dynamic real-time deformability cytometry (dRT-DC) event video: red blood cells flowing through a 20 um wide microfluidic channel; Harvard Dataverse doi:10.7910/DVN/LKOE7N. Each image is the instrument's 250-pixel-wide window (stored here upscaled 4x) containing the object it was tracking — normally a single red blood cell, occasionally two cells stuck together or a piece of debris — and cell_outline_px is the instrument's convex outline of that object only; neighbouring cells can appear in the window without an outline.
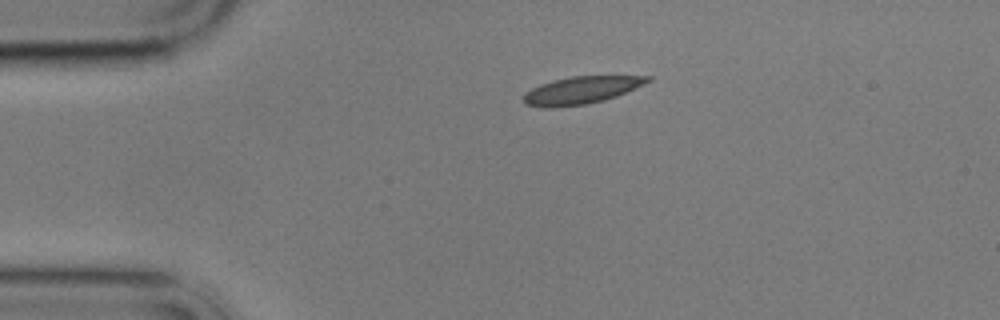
{"species": "common noctule bat (a hibernating species)", "species_latin": "Nyctalus noctula", "temperature_condition": "cold", "stored_images_in_passage": 2, "camera_frame_rate_fps": 3000, "um_per_image_px": 0.085, "animal": {"sex": "male", "body_mass_g": 17.9}, "frame": {"image": 1, "passage_image": 1, "time_ms": 0.0, "image_size_px": [1000, 320], "cell_outline_px": [[652, 80], [644, 84], [616, 96], [604, 100], [584, 104], [556, 108], [540, 108], [524, 104], [524, 96], [532, 88], [540, 84], [552, 80], [572, 76], [652, 76]], "centroid_in_image_um": [49.38, 7.67], "position_along_channel_um": 35.6, "area_um2": 19.77}}